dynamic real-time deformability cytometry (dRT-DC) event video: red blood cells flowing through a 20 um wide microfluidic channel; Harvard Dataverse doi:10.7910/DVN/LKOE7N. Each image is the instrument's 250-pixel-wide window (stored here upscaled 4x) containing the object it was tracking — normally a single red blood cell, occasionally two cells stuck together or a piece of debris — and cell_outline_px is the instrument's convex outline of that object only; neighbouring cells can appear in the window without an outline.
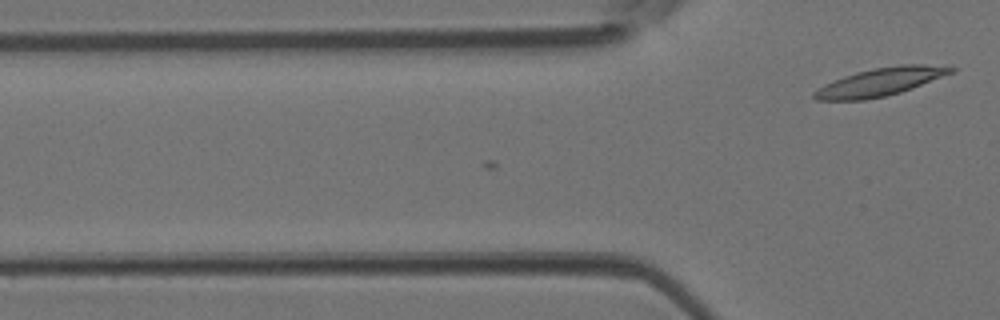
{"species": "Egyptian fruit bat (a non-hibernating species)", "species_latin": "Rousettus aegyptiacus", "temperature_condition": "room temperature", "stored_images_in_passage": 3, "camera_frame_rate_fps": 3000, "um_per_image_px": 0.085, "animal": {"sex": "female"}, "frame": {"image": 1, "passage_image": 3, "time_ms": 0.667, "image_size_px": [1000, 320], "cell_outline_px": [[956, 72], [912, 88], [900, 92], [884, 96], [864, 100], [816, 100], [812, 96], [812, 92], [824, 84], [844, 76], [856, 72], [872, 68], [900, 64], [924, 64], [956, 68]], "centroid_in_image_um": [74.82, 6.96], "position_along_channel_um": 51.0, "area_um2": 22.37}}